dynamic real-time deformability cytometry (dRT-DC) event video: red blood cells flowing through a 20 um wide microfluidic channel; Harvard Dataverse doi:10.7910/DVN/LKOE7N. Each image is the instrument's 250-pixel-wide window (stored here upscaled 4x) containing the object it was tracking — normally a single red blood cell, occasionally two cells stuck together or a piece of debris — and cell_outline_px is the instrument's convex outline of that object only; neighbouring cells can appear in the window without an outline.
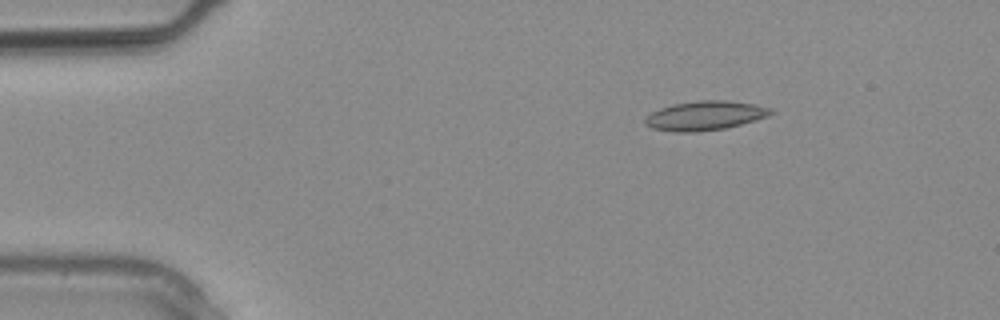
{"species": "common noctule bat (a hibernating species)", "species_latin": "Nyctalus noctula", "temperature_condition": "warm", "stored_images_in_passage": 2, "camera_frame_rate_fps": 3000, "um_per_image_px": 0.085, "animal": {"sex": "male", "body_mass_g": 20.4}, "frame": {"image": 1, "passage_image": 1, "time_ms": 0.0, "image_size_px": [1000, 320], "cell_outline_px": [[776, 112], [768, 116], [756, 120], [724, 128], [696, 132], [676, 132], [652, 128], [644, 124], [644, 120], [652, 112], [660, 108], [672, 104], [700, 100], [728, 100], [756, 104], [772, 108]], "centroid_in_image_um": [59.96, 9.82], "position_along_channel_um": 25.0, "area_um2": 21.5}}